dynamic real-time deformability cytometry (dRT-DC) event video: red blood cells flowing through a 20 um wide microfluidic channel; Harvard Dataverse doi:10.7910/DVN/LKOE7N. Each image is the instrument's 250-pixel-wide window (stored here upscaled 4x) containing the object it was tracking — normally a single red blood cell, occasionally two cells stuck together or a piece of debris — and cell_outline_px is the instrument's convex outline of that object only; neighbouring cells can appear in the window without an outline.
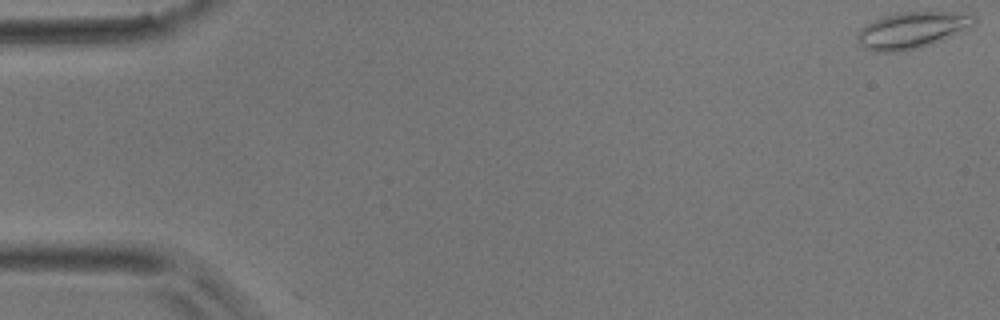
{"species": "common noctule bat (a hibernating species)", "species_latin": "Nyctalus noctula", "temperature_condition": "room temperature", "stored_images_in_passage": 5, "camera_frame_rate_fps": 3000, "um_per_image_px": 0.085, "animal": {"sex": "male", "body_mass_g": 17.9}, "frame": {"image": 1, "passage_image": 1, "time_ms": 0.0, "image_size_px": [1000, 320], "cell_outline_px": [[976, 20], [972, 24], [932, 44], [920, 48], [900, 52], [876, 52], [864, 48], [856, 40], [856, 36], [860, 28], [884, 16], [896, 12], [972, 12], [976, 16]], "centroid_in_image_um": [77.47, 2.56], "position_along_channel_um": 7.5, "area_um2": 24.62}}
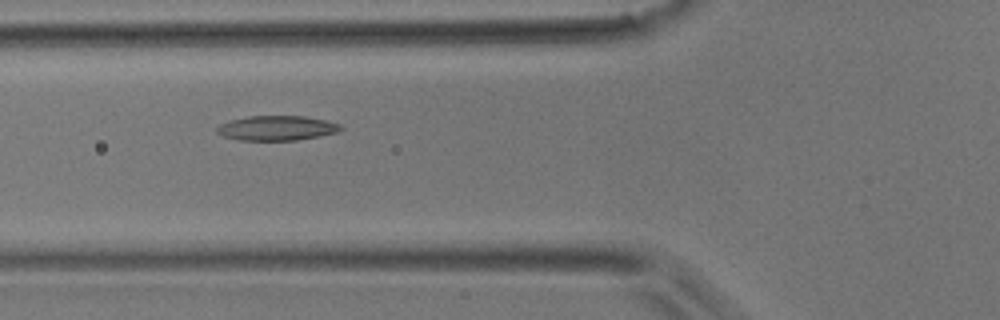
{"frame": {"image": 2, "passage_image": 5, "time_ms": 1.333, "image_size_px": [1000, 320], "cell_outline_px": [[344, 128], [340, 132], [320, 136], [296, 140], [236, 140], [224, 136], [216, 132], [216, 128], [220, 124], [228, 120], [248, 116], [304, 116], [324, 120], [340, 124]], "centroid_in_image_um": [23.52, 10.89], "position_along_channel_um": 102.3, "area_um2": 17.98}}